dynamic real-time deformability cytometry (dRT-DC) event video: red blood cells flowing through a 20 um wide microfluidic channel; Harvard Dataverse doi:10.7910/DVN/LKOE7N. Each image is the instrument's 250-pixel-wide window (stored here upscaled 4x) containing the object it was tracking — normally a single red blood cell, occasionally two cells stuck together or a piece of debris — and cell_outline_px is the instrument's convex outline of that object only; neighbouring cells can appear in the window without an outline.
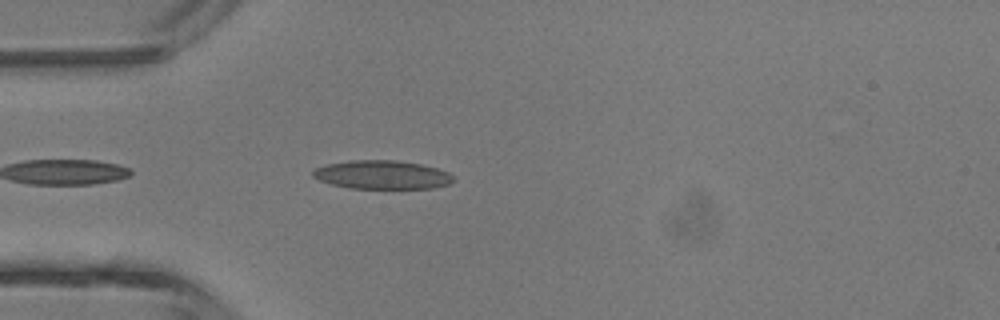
{"species": "common noctule bat (a hibernating species)", "species_latin": "Nyctalus noctula", "temperature_condition": "room temperature", "stored_images_in_passage": 4, "camera_frame_rate_fps": 3000, "um_per_image_px": 0.085, "animal": {"sex": "male", "body_mass_g": 13.3}, "frame": {"image": 1, "passage_image": 4, "time_ms": 4.0, "image_size_px": [1000, 320], "cell_outline_px": [[452, 180], [448, 184], [432, 188], [348, 188], [332, 184], [320, 180], [312, 176], [312, 172], [316, 168], [324, 164], [348, 160], [396, 160], [420, 164], [436, 168], [448, 172], [452, 176]], "centroid_in_image_um": [32.43, 14.84], "position_along_channel_um": 52.6, "area_um2": 23.29}}